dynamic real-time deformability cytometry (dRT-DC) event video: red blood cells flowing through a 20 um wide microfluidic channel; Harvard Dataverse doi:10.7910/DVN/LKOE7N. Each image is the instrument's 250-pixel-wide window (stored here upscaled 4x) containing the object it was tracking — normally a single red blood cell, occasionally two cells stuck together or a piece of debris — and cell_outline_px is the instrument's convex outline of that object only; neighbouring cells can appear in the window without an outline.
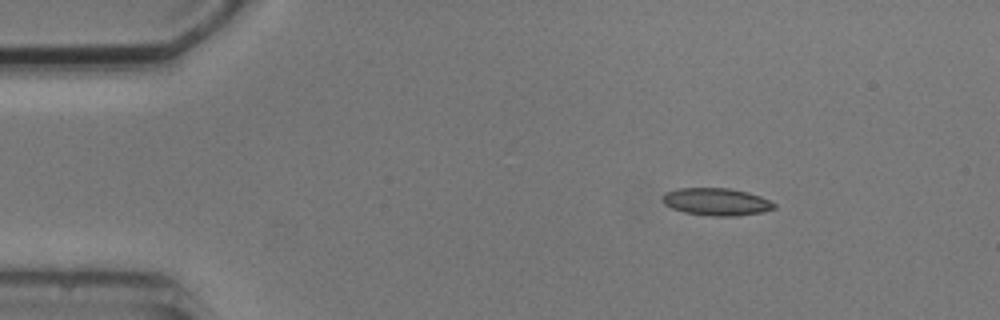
{"species": "common noctule bat (a hibernating species)", "species_latin": "Nyctalus noctula", "temperature_condition": "cold", "stored_images_in_passage": 6, "camera_frame_rate_fps": 3000, "um_per_image_px": 0.085, "animal": {"sex": "male", "body_mass_g": 20.5, "forearm_length_mm": 52.5}, "frame": {"image": 1, "passage_image": 1, "time_ms": 0.0, "image_size_px": [1000, 320], "cell_outline_px": [[776, 208], [764, 212], [736, 216], [712, 216], [684, 212], [672, 208], [664, 204], [660, 200], [660, 196], [664, 192], [676, 188], [728, 188], [748, 192], [760, 196], [776, 204]], "centroid_in_image_um": [60.85, 17.14], "position_along_channel_um": 24.1, "area_um2": 18.09}}